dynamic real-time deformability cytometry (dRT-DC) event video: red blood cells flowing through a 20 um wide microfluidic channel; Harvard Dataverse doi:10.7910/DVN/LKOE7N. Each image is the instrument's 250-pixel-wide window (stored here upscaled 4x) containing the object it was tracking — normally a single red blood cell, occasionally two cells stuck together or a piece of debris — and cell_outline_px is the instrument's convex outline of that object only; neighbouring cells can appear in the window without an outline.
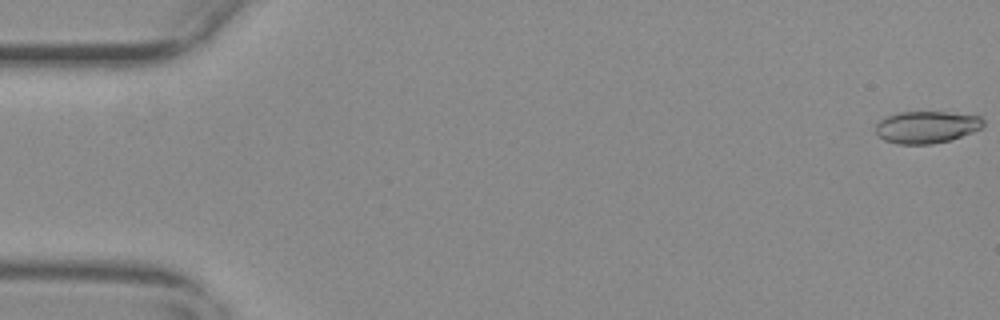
{"species": "common noctule bat (a hibernating species)", "species_latin": "Nyctalus noctula", "temperature_condition": "warm", "stored_images_in_passage": 10, "camera_frame_rate_fps": 3000, "um_per_image_px": 0.085, "animal": {"sex": "female", "body_mass_g": 29.2, "forearm_length_mm": 56.3}, "frame": {"image": 1, "passage_image": 1, "time_ms": 0.0, "image_size_px": [1000, 320], "cell_outline_px": [[984, 124], [980, 128], [972, 132], [948, 140], [932, 144], [896, 144], [884, 140], [876, 132], [876, 124], [884, 116], [900, 112], [948, 112], [980, 116], [984, 120]], "centroid_in_image_um": [78.73, 10.79], "position_along_channel_um": 6.3, "area_um2": 20.06}}